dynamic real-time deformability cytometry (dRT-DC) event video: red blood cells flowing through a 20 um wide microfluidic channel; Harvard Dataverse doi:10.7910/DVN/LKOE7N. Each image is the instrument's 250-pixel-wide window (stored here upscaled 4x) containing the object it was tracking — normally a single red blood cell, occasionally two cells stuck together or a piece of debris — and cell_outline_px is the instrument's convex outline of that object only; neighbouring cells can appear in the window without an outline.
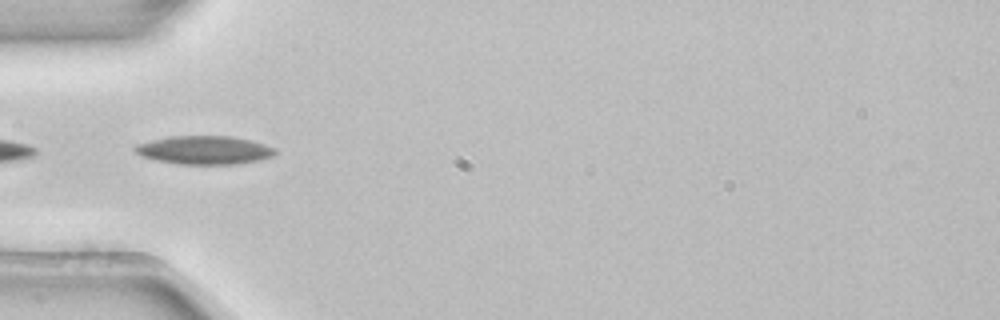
{"species": "common noctule bat (a hibernating species)", "species_latin": "Nyctalus noctula", "temperature_condition": "room temperature", "stored_images_in_passage": 19, "camera_frame_rate_fps": 3000, "um_per_image_px": 0.085, "animal": {"sex": "female", "body_mass_g": 22.7, "forearm_length_mm": 54.2}, "frame": {"image": 1, "passage_image": 16, "time_ms": 5.0, "image_size_px": [1000, 320], "cell_outline_px": [[276, 152], [272, 156], [260, 160], [236, 164], [180, 164], [156, 160], [144, 156], [136, 152], [132, 148], [136, 144], [152, 140], [172, 136], [232, 136], [252, 140], [276, 148]], "centroid_in_image_um": [17.4, 12.75], "position_along_channel_um": 67.6, "area_um2": 23.18}}